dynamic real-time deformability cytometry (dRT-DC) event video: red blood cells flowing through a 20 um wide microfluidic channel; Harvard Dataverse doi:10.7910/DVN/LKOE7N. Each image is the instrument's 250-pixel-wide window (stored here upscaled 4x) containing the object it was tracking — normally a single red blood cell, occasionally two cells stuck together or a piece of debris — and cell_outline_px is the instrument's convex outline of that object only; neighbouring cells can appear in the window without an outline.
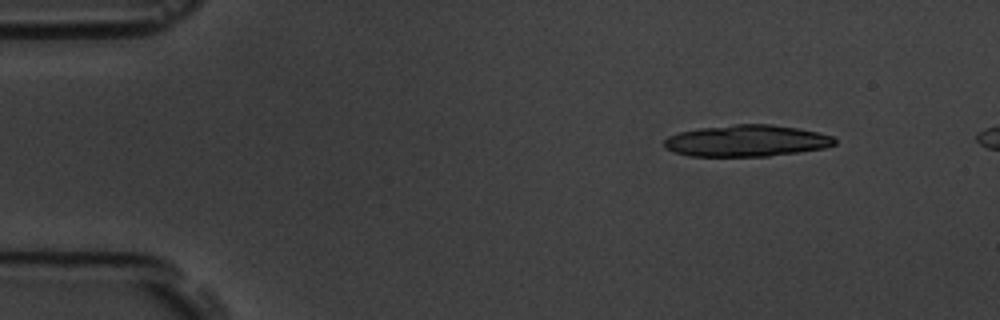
{"species": "common noctule bat (a hibernating species)", "species_latin": "Nyctalus noctula", "temperature_condition": "room temperature", "stored_images_in_passage": 5, "camera_frame_rate_fps": 3000, "um_per_image_px": 0.085, "animal": {"sex": "male", "body_mass_g": 19.5, "forearm_length_mm": 54.6}, "frame": {"image": 1, "passage_image": 1, "time_ms": 0.0, "image_size_px": [1000, 320], "cell_outline_px": [[836, 144], [824, 148], [768, 156], [688, 156], [664, 148], [664, 140], [668, 136], [680, 132], [700, 128], [736, 124], [772, 124], [796, 128], [816, 132], [832, 136], [836, 140]], "centroid_in_image_um": [63.44, 11.97], "position_along_channel_um": 21.6, "area_um2": 31.15}}